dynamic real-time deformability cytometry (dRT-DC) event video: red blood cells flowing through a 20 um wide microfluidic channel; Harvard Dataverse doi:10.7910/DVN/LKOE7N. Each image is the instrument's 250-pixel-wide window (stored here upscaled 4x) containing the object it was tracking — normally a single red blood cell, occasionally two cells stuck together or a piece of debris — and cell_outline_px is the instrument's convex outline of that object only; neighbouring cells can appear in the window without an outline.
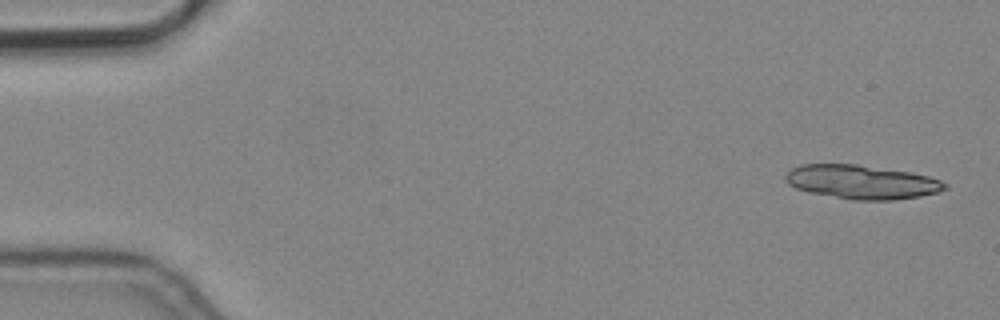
{"species": "common noctule bat (a hibernating species)", "species_latin": "Nyctalus noctula", "temperature_condition": "cold", "stored_images_in_passage": 5, "camera_frame_rate_fps": 3000, "um_per_image_px": 0.085, "animal": {"sex": "male", "body_mass_g": 19.2, "forearm_length_mm": 51.8}, "frame": {"image": 1, "passage_image": 1, "time_ms": 0.0, "image_size_px": [1000, 320], "cell_outline_px": [[948, 188], [936, 192], [920, 196], [892, 200], [852, 200], [808, 192], [796, 188], [788, 184], [784, 180], [784, 176], [792, 168], [800, 164], [856, 164], [912, 172], [928, 176], [940, 180], [948, 184]], "centroid_in_image_um": [73.23, 15.46], "position_along_channel_um": 11.8, "area_um2": 31.62}}